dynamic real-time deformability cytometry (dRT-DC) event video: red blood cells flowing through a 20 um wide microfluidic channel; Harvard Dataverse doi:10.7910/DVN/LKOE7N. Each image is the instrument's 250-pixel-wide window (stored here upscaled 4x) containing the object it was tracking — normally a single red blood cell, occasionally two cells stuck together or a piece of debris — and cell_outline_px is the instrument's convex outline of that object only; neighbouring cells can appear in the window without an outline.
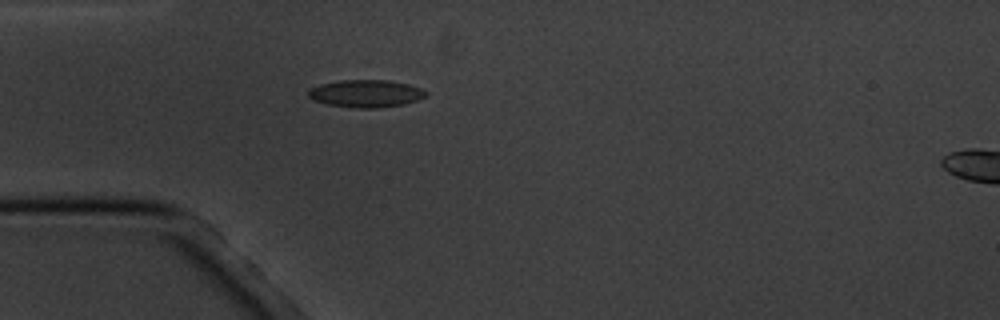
{"species": "common noctule bat (a hibernating species)", "species_latin": "Nyctalus noctula", "temperature_condition": "cold", "stored_images_in_passage": 1, "camera_frame_rate_fps": 3000, "um_per_image_px": 0.085, "animal": {"sex": "male", "body_mass_g": 20.1, "forearm_length_mm": 53.5}, "frame": {"image": 1, "passage_image": 1, "time_ms": 0.0, "image_size_px": [1000, 320], "cell_outline_px": [[428, 92], [424, 96], [416, 100], [404, 104], [376, 108], [356, 108], [328, 104], [316, 100], [308, 96], [308, 88], [320, 84], [340, 80], [388, 80], [408, 84], [420, 88]], "centroid_in_image_um": [31.08, 7.94], "position_along_channel_um": 53.9, "area_um2": 18.67}}